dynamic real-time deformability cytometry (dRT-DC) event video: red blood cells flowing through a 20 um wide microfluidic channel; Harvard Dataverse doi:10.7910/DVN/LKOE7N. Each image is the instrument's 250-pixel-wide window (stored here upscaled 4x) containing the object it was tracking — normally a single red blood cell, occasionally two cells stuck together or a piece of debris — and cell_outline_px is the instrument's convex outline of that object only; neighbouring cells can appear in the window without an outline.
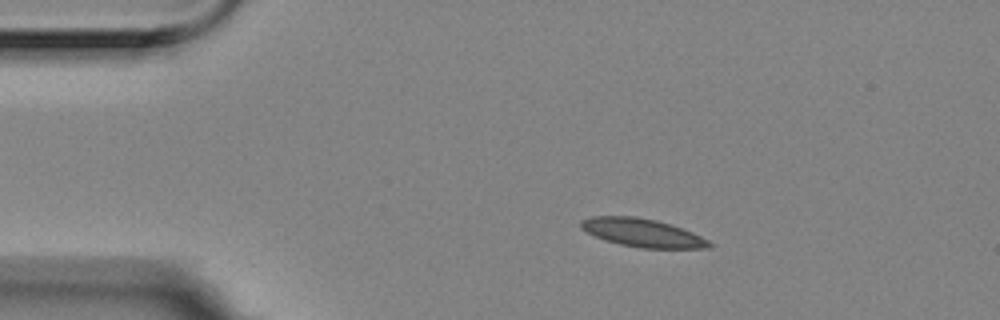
{"species": "Egyptian fruit bat (a non-hibernating species)", "species_latin": "Rousettus aegyptiacus", "temperature_condition": "room temperature", "stored_images_in_passage": 3, "camera_frame_rate_fps": 3000, "um_per_image_px": 0.085, "animal": {"sex": "female"}, "frame": {"image": 1, "passage_image": 2, "time_ms": 0.333, "image_size_px": [1000, 320], "cell_outline_px": [[716, 244], [712, 248], [640, 248], [620, 244], [604, 240], [580, 228], [580, 220], [592, 216], [636, 216], [656, 220], [672, 224], [692, 232]], "centroid_in_image_um": [54.63, 19.78], "position_along_channel_um": 30.4, "area_um2": 21.27}}